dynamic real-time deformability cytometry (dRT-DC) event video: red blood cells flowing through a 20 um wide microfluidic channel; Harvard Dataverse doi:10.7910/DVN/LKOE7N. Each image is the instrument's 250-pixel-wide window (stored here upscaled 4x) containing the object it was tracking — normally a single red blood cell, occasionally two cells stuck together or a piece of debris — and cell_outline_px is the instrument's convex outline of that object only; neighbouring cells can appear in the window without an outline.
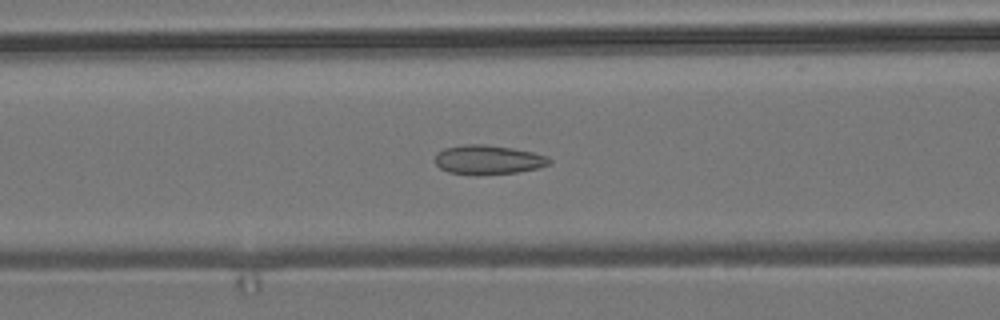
{"species": "common noctule bat (a hibernating species)", "species_latin": "Nyctalus noctula", "temperature_condition": "room temperature", "stored_images_in_passage": 56, "camera_frame_rate_fps": 3000, "um_per_image_px": 0.085, "animal": {"sex": "male", "body_mass_g": 19.2, "forearm_length_mm": 51.8}, "frame": {"image": 1, "passage_image": 22, "time_ms": 7.0, "image_size_px": [1000, 320], "cell_outline_px": [[552, 164], [540, 168], [516, 172], [476, 176], [448, 172], [440, 168], [436, 164], [436, 152], [444, 148], [464, 144], [488, 144], [512, 148], [532, 152], [548, 156], [552, 160]], "centroid_in_image_um": [41.51, 13.58], "position_along_channel_um": 125.1, "area_um2": 19.88}}
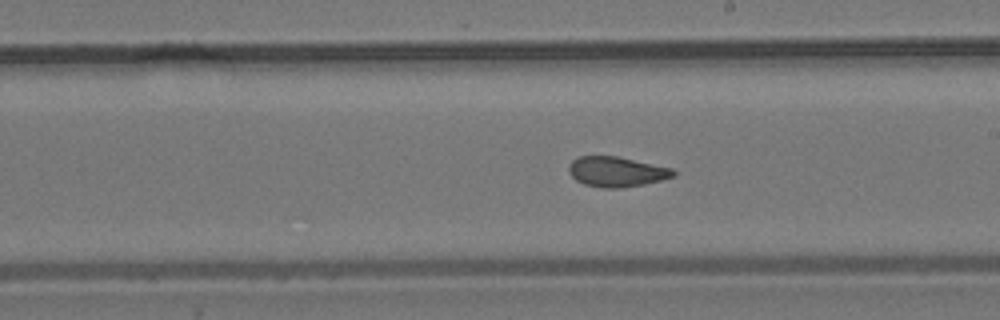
{"frame": {"image": 2, "passage_image": 31, "time_ms": 10.0, "image_size_px": [1000, 320], "cell_outline_px": [[676, 176], [644, 184], [620, 188], [604, 188], [584, 184], [576, 180], [568, 172], [568, 164], [572, 160], [580, 156], [616, 156], [672, 168], [676, 172]], "centroid_in_image_um": [52.39, 14.59], "position_along_channel_um": 236.6, "area_um2": 18.32}}
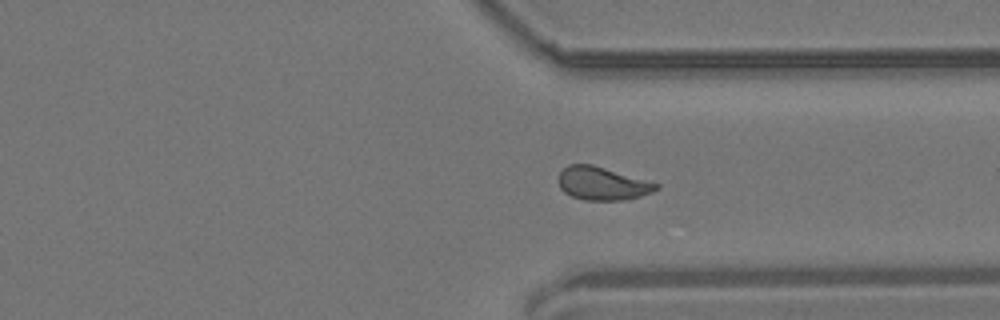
{"frame": {"image": 3, "passage_image": 41, "time_ms": 13.333, "image_size_px": [1000, 320], "cell_outline_px": [[660, 188], [652, 192], [640, 196], [624, 200], [584, 200], [572, 196], [564, 192], [560, 188], [560, 172], [568, 164], [592, 164], [660, 184]], "centroid_in_image_um": [51.21, 15.6], "position_along_channel_um": 360.2, "area_um2": 18.73}}